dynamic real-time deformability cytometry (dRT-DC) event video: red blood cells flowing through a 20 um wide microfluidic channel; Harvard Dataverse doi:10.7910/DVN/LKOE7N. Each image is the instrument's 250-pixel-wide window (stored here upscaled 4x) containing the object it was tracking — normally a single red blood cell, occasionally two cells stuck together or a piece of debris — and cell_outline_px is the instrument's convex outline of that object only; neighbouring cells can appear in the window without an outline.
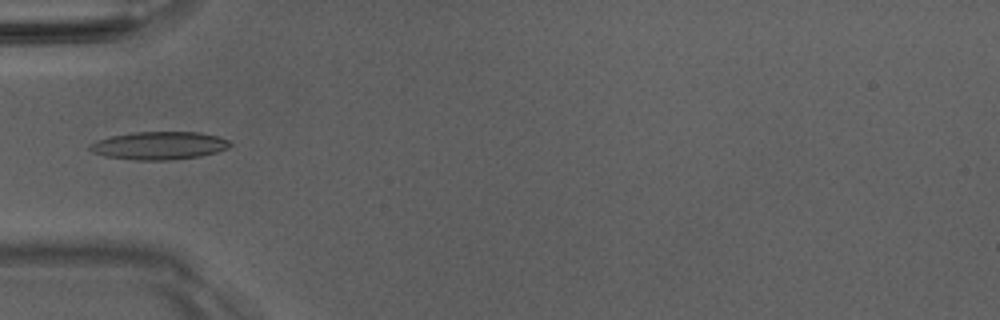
{"species": "Egyptian fruit bat (a non-hibernating species)", "species_latin": "Rousettus aegyptiacus", "temperature_condition": "room temperature", "stored_images_in_passage": 35, "camera_frame_rate_fps": 3000, "um_per_image_px": 0.085, "animal": {"sex": "male"}, "frame": {"image": 1, "passage_image": 1, "time_ms": 0.0, "image_size_px": [1000, 320], "cell_outline_px": [[232, 144], [228, 148], [216, 152], [200, 156], [172, 160], [136, 160], [104, 156], [92, 152], [88, 148], [96, 140], [112, 136], [132, 132], [200, 132], [216, 136], [228, 140]], "centroid_in_image_um": [13.52, 12.37], "position_along_channel_um": 71.5, "area_um2": 22.77}}
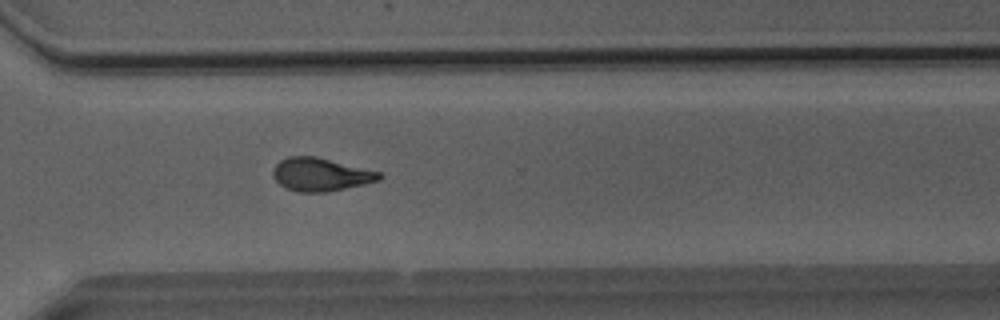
{"frame": {"image": 2, "passage_image": 21, "time_ms": 6.667, "image_size_px": [1000, 320], "cell_outline_px": [[384, 176], [380, 180], [364, 184], [328, 192], [300, 192], [284, 188], [272, 176], [272, 172], [276, 164], [280, 160], [288, 156], [316, 156], [380, 172]], "centroid_in_image_um": [27.24, 14.83], "position_along_channel_um": 343.4, "area_um2": 20.58}}
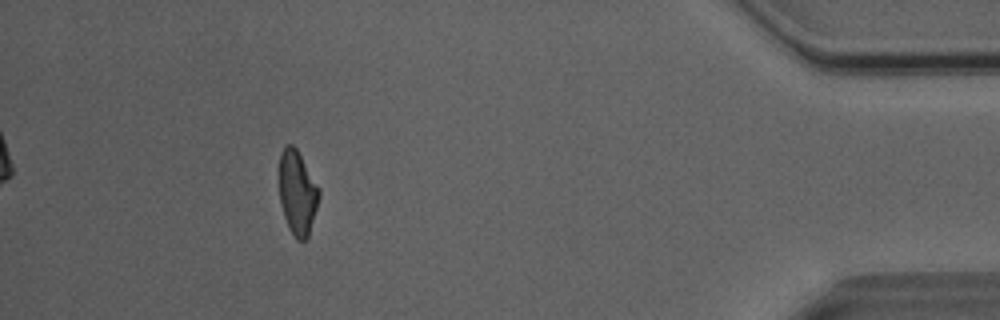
{"frame": {"image": 3, "passage_image": 30, "time_ms": 9.667, "image_size_px": [1000, 320], "cell_outline_px": [[320, 196], [308, 236], [304, 240], [296, 240], [288, 228], [280, 204], [280, 152], [288, 144], [292, 144], [296, 148], [320, 188]], "centroid_in_image_um": [25.28, 16.39], "position_along_channel_um": 409.9, "area_um2": 19.42}, "authors_computed_cell_mechanics": {"area_um2": 20.23, "velocity_mm_per_s": 4.076, "shape_relaxation_time_tau1_ms": 5.7783, "shape_relaxation_time_tau2_ms": 3.1127, "deformation_change_tau1": 0.1987, "deformation_change_tau2": 0.1239}}